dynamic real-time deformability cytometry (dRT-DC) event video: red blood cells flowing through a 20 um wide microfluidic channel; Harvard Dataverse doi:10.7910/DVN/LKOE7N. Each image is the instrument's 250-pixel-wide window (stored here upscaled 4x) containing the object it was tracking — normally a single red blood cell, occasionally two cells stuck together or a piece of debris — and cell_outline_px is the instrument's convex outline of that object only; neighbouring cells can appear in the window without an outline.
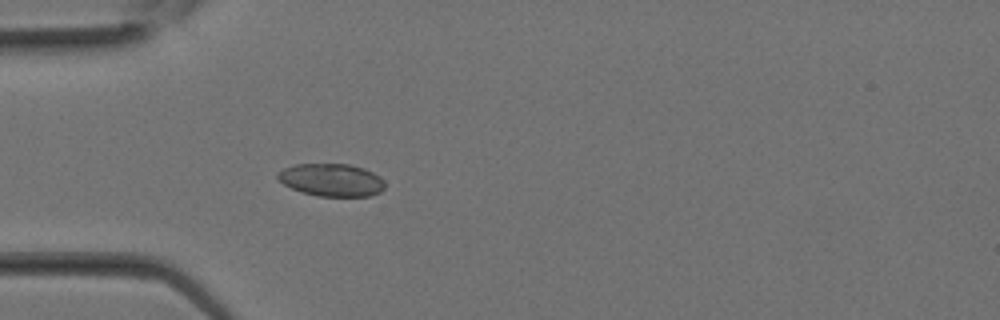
{"species": "Egyptian fruit bat (a non-hibernating species)", "species_latin": "Rousettus aegyptiacus", "temperature_condition": "room temperature", "stored_images_in_passage": 15, "camera_frame_rate_fps": 3000, "um_per_image_px": 0.085, "animal": {"sex": "female"}, "frame": {"image": 1, "passage_image": 1, "time_ms": 0.0, "image_size_px": [1000, 320], "cell_outline_px": [[384, 188], [380, 192], [372, 196], [316, 196], [300, 192], [284, 184], [276, 176], [276, 172], [284, 168], [296, 164], [348, 164], [364, 168], [380, 176], [384, 180]], "centroid_in_image_um": [28.18, 15.3], "position_along_channel_um": 56.8, "area_um2": 20.52}}
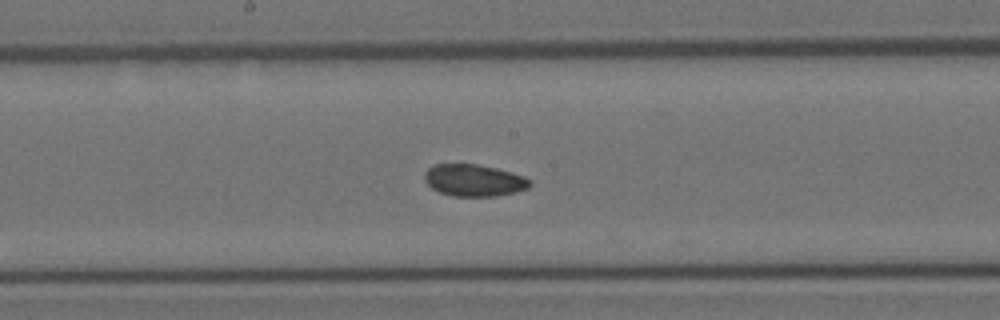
{"frame": {"image": 2, "passage_image": 8, "time_ms": 2.333, "image_size_px": [1000, 320], "cell_outline_px": [[532, 184], [528, 188], [496, 196], [452, 196], [440, 192], [432, 188], [424, 180], [424, 172], [432, 164], [476, 164], [496, 168], [512, 172], [524, 176], [532, 180]], "centroid_in_image_um": [40.28, 15.32], "position_along_channel_um": 207.9, "area_um2": 19.65}}
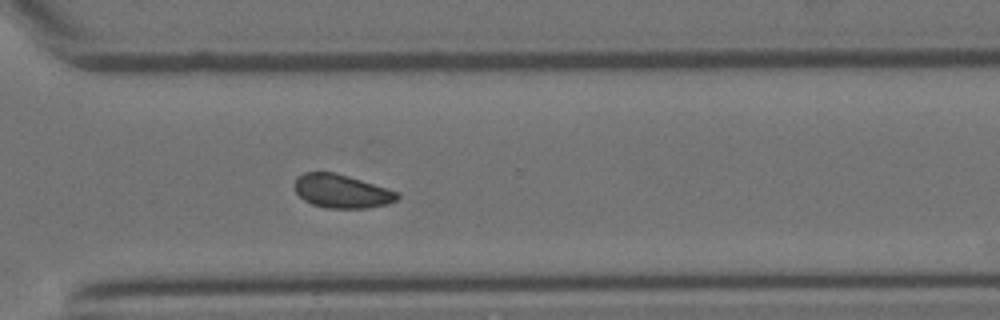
{"frame": {"image": 3, "passage_image": 14, "time_ms": 4.333, "image_size_px": [1000, 320], "cell_outline_px": [[400, 196], [396, 200], [388, 204], [368, 208], [328, 208], [312, 204], [304, 200], [296, 192], [292, 184], [296, 176], [304, 172], [332, 172], [348, 176], [400, 192]], "centroid_in_image_um": [29.02, 16.25], "position_along_channel_um": 341.6, "area_um2": 20.23}}